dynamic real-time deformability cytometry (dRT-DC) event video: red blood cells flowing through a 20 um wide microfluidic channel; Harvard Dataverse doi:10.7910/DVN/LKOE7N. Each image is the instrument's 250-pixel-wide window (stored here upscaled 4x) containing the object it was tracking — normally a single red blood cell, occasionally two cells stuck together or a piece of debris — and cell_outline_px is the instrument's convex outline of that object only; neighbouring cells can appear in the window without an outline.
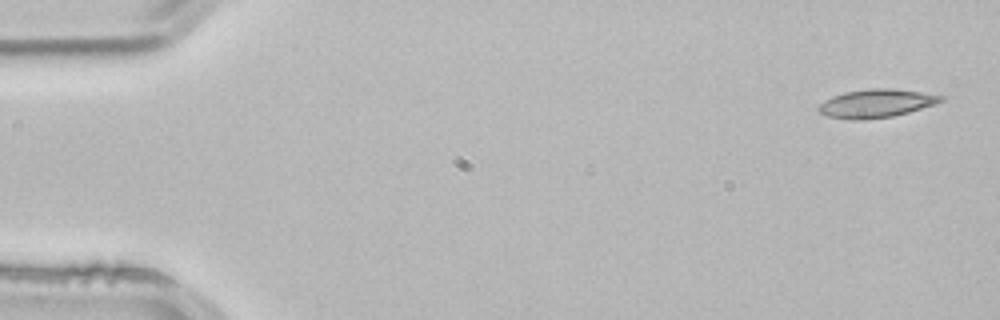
{"species": "common noctule bat (a hibernating species)", "species_latin": "Nyctalus noctula", "temperature_condition": "room temperature", "stored_images_in_passage": 3, "camera_frame_rate_fps": 3000, "um_per_image_px": 0.085, "animal": {"sex": "male", "body_mass_g": 21.5, "forearm_length_mm": 52.0}, "frame": {"image": 1, "passage_image": 1, "time_ms": 0.0, "image_size_px": [1000, 320], "cell_outline_px": [[944, 100], [936, 104], [908, 112], [892, 116], [864, 120], [852, 120], [828, 116], [820, 112], [816, 108], [824, 100], [832, 96], [844, 92], [868, 88], [892, 88], [920, 92], [944, 96]], "centroid_in_image_um": [74.46, 8.78], "position_along_channel_um": 10.5, "area_um2": 20.23}}